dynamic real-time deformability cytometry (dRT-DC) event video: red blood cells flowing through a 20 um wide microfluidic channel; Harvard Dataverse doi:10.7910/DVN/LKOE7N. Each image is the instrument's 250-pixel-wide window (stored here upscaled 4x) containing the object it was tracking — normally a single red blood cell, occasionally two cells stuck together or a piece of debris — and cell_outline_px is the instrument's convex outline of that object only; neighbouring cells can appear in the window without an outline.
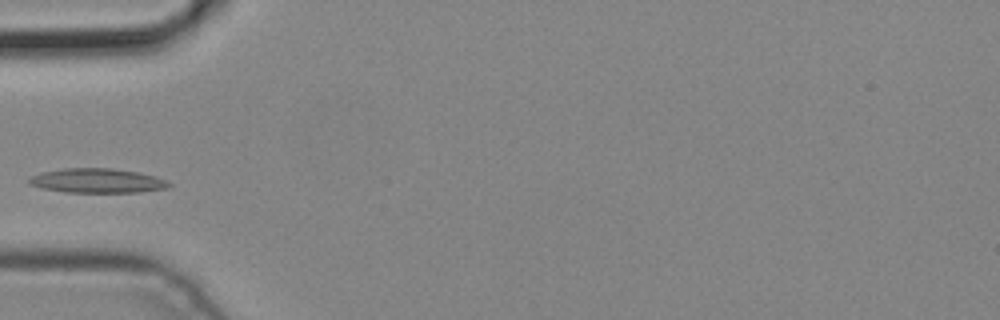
{"species": "common noctule bat (a hibernating species)", "species_latin": "Nyctalus noctula", "temperature_condition": "cold", "stored_images_in_passage": 3, "camera_frame_rate_fps": 3000, "um_per_image_px": 0.085, "animal": {"sex": "male", "body_mass_g": 19.2, "forearm_length_mm": 51.8}, "frame": {"image": 1, "passage_image": 2, "time_ms": 0.333, "image_size_px": [1000, 320], "cell_outline_px": [[172, 184], [168, 188], [140, 192], [68, 192], [40, 188], [28, 184], [28, 180], [32, 176], [44, 172], [64, 168], [112, 168], [136, 172], [156, 176]], "centroid_in_image_um": [8.27, 15.36], "position_along_channel_um": 76.7, "area_um2": 19.77}}
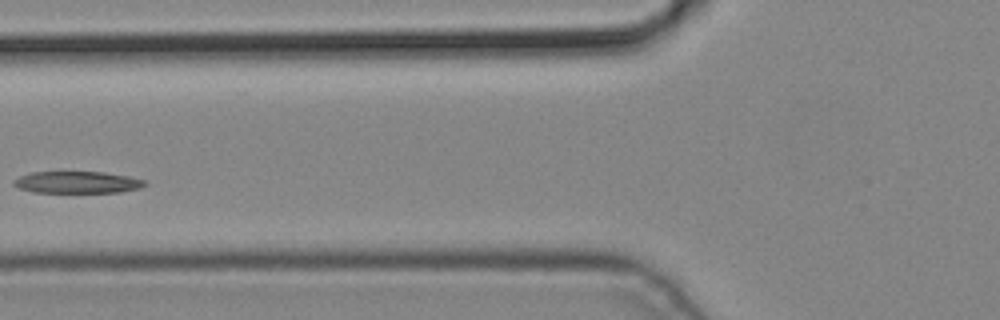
{"frame": {"image": 2, "passage_image": 3, "time_ms": 0.667, "image_size_px": [1000, 320], "cell_outline_px": [[148, 184], [140, 188], [120, 192], [32, 192], [20, 188], [12, 184], [12, 180], [20, 176], [32, 172], [104, 172], [128, 176], [144, 180]], "centroid_in_image_um": [6.56, 15.49], "position_along_channel_um": 119.2, "area_um2": 16.65}}